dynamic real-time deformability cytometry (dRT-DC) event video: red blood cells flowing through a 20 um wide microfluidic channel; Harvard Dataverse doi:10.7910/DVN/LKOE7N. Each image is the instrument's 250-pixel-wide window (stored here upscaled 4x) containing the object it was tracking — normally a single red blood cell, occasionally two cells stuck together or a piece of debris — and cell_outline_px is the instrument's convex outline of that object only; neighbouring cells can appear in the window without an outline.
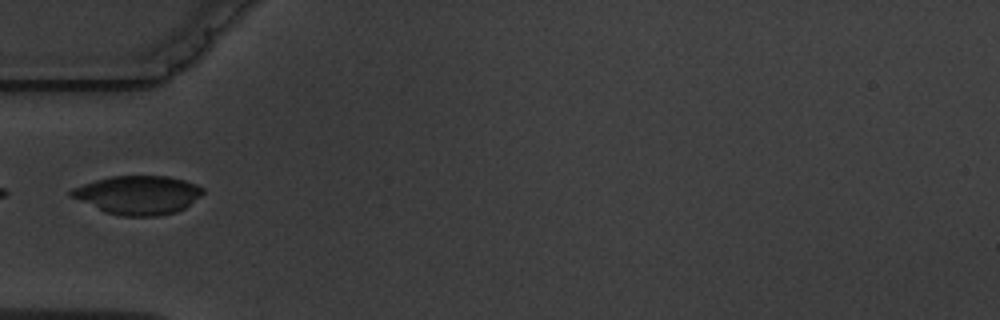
{"species": "common noctule bat (a hibernating species)", "species_latin": "Nyctalus noctula", "temperature_condition": "warm", "stored_images_in_passage": 7, "camera_frame_rate_fps": 3000, "um_per_image_px": 0.085, "animal": {"sex": "male", "body_mass_g": 19.5, "forearm_length_mm": 54.6}, "frame": {"image": 1, "passage_image": 6, "time_ms": 5.667, "image_size_px": [1000, 320], "cell_outline_px": [[204, 192], [200, 196], [184, 208], [176, 212], [156, 216], [124, 216], [104, 212], [68, 196], [68, 192], [72, 188], [96, 180], [112, 176], [168, 176], [184, 180], [196, 184], [204, 188]], "centroid_in_image_um": [11.7, 16.57], "position_along_channel_um": 73.3, "area_um2": 29.65}}
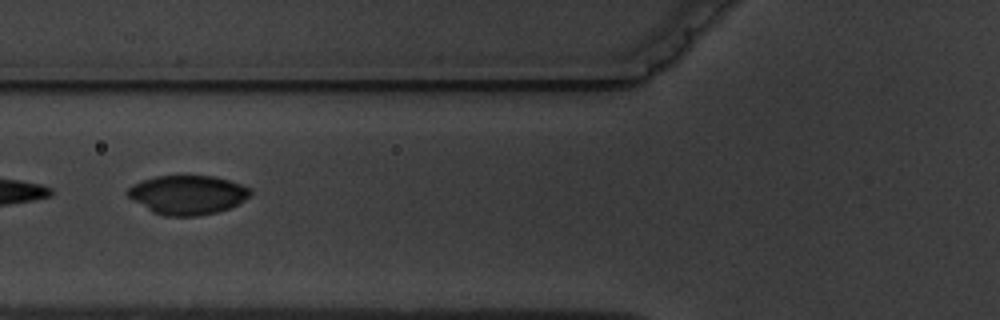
{"frame": {"image": 2, "passage_image": 7, "time_ms": 6.667, "image_size_px": [1000, 320], "cell_outline_px": [[252, 192], [244, 200], [228, 208], [216, 212], [196, 216], [164, 216], [152, 212], [132, 200], [124, 192], [132, 184], [156, 176], [212, 176], [228, 180], [252, 188]], "centroid_in_image_um": [15.9, 16.56], "position_along_channel_um": 109.9, "area_um2": 27.86}}